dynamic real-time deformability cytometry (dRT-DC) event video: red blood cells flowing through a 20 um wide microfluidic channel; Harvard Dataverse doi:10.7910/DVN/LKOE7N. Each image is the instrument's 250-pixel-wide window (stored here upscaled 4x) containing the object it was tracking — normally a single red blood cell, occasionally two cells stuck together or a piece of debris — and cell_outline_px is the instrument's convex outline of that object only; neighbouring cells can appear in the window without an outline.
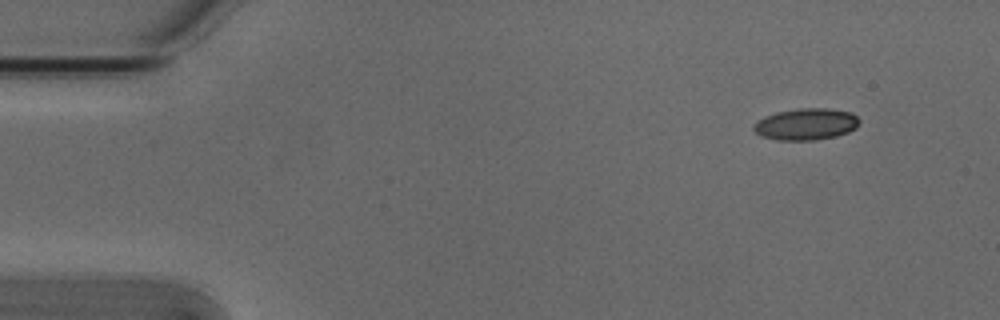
{"species": "Egyptian fruit bat (a non-hibernating species)", "species_latin": "Rousettus aegyptiacus", "temperature_condition": "cold", "stored_images_in_passage": 4, "camera_frame_rate_fps": 3000, "um_per_image_px": 0.085, "animal": {"sex": "male"}, "frame": {"image": 1, "passage_image": 1, "time_ms": 0.0, "image_size_px": [1000, 320], "cell_outline_px": [[860, 120], [856, 128], [848, 132], [836, 136], [816, 140], [776, 140], [764, 136], [756, 132], [752, 128], [764, 116], [776, 112], [800, 108], [828, 108], [852, 112]], "centroid_in_image_um": [68.56, 10.55], "position_along_channel_um": 16.4, "area_um2": 19.42}}
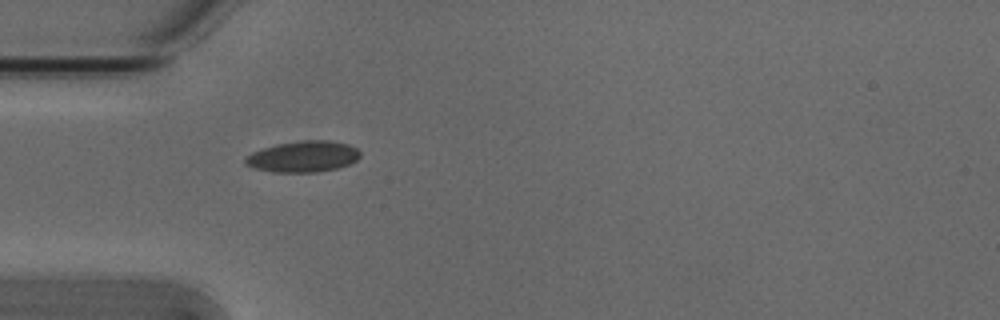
{"frame": {"image": 2, "passage_image": 4, "time_ms": 1.0, "image_size_px": [1000, 320], "cell_outline_px": [[360, 156], [356, 160], [348, 164], [336, 168], [316, 172], [272, 172], [252, 168], [244, 164], [244, 160], [252, 152], [276, 144], [304, 140], [328, 140], [348, 144], [356, 148], [360, 152]], "centroid_in_image_um": [25.74, 13.31], "position_along_channel_um": 59.3, "area_um2": 20.75}}